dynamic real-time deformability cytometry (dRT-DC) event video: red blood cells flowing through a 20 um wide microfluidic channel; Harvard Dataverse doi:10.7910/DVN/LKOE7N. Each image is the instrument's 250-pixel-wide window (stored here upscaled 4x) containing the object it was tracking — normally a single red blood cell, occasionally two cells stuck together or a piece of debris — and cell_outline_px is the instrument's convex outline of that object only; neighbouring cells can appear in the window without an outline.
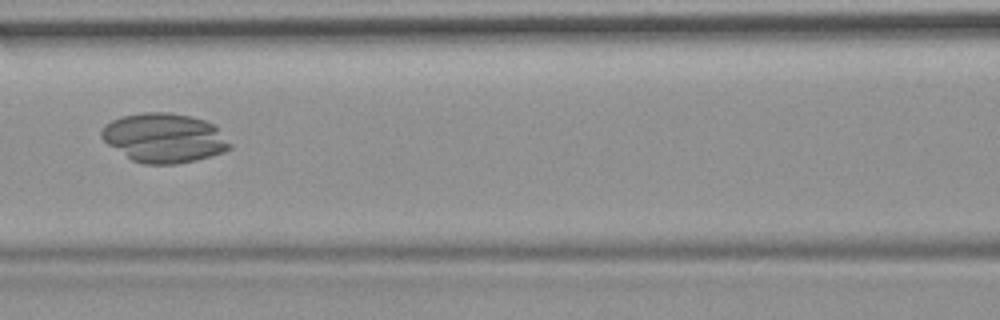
{"species": "common noctule bat (a hibernating species)", "species_latin": "Nyctalus noctula", "temperature_condition": "room temperature", "stored_images_in_passage": 10, "camera_frame_rate_fps": 3000, "um_per_image_px": 0.085, "animal": {"sex": "female", "body_mass_g": 19.9}, "frame": {"image": 1, "passage_image": 7, "time_ms": 8.0, "image_size_px": [1000, 320], "cell_outline_px": [[232, 148], [224, 152], [196, 160], [176, 164], [144, 164], [132, 160], [108, 144], [100, 136], [100, 132], [104, 124], [112, 120], [124, 116], [144, 112], [168, 112], [188, 116], [204, 120], [216, 124], [232, 144]], "centroid_in_image_um": [13.98, 11.72], "position_along_channel_um": 152.6, "area_um2": 36.99}}